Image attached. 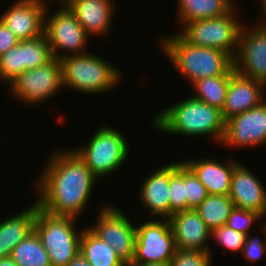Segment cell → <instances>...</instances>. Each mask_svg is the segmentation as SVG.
Here are the masks:
<instances>
[{
  "mask_svg": "<svg viewBox=\"0 0 266 266\" xmlns=\"http://www.w3.org/2000/svg\"><path fill=\"white\" fill-rule=\"evenodd\" d=\"M145 178L140 186V202L151 211L152 218L159 216L162 219H169L170 163L161 166Z\"/></svg>",
  "mask_w": 266,
  "mask_h": 266,
  "instance_id": "cell-20",
  "label": "cell"
},
{
  "mask_svg": "<svg viewBox=\"0 0 266 266\" xmlns=\"http://www.w3.org/2000/svg\"><path fill=\"white\" fill-rule=\"evenodd\" d=\"M76 218L49 214L37 205L34 230L46 249L52 266H67L80 251L82 229Z\"/></svg>",
  "mask_w": 266,
  "mask_h": 266,
  "instance_id": "cell-5",
  "label": "cell"
},
{
  "mask_svg": "<svg viewBox=\"0 0 266 266\" xmlns=\"http://www.w3.org/2000/svg\"><path fill=\"white\" fill-rule=\"evenodd\" d=\"M234 208V203L229 195H208L195 210L207 228L212 231L215 228L226 225L228 217Z\"/></svg>",
  "mask_w": 266,
  "mask_h": 266,
  "instance_id": "cell-25",
  "label": "cell"
},
{
  "mask_svg": "<svg viewBox=\"0 0 266 266\" xmlns=\"http://www.w3.org/2000/svg\"><path fill=\"white\" fill-rule=\"evenodd\" d=\"M52 154L35 185L36 203L49 214L77 219L86 208L97 178L73 149Z\"/></svg>",
  "mask_w": 266,
  "mask_h": 266,
  "instance_id": "cell-1",
  "label": "cell"
},
{
  "mask_svg": "<svg viewBox=\"0 0 266 266\" xmlns=\"http://www.w3.org/2000/svg\"><path fill=\"white\" fill-rule=\"evenodd\" d=\"M262 230L266 235V222L262 224ZM252 234H248L245 244L242 249V255L247 261L253 262L255 264L258 262L263 255L266 253V242L264 243L260 237L252 236Z\"/></svg>",
  "mask_w": 266,
  "mask_h": 266,
  "instance_id": "cell-34",
  "label": "cell"
},
{
  "mask_svg": "<svg viewBox=\"0 0 266 266\" xmlns=\"http://www.w3.org/2000/svg\"><path fill=\"white\" fill-rule=\"evenodd\" d=\"M112 128L103 125L94 132L88 144L74 149L97 179L115 172L129 155L127 138Z\"/></svg>",
  "mask_w": 266,
  "mask_h": 266,
  "instance_id": "cell-6",
  "label": "cell"
},
{
  "mask_svg": "<svg viewBox=\"0 0 266 266\" xmlns=\"http://www.w3.org/2000/svg\"><path fill=\"white\" fill-rule=\"evenodd\" d=\"M211 238L220 246L235 254L236 252H242L247 235L237 232L227 225H223L211 231L210 239Z\"/></svg>",
  "mask_w": 266,
  "mask_h": 266,
  "instance_id": "cell-31",
  "label": "cell"
},
{
  "mask_svg": "<svg viewBox=\"0 0 266 266\" xmlns=\"http://www.w3.org/2000/svg\"><path fill=\"white\" fill-rule=\"evenodd\" d=\"M126 266H169V264L131 262Z\"/></svg>",
  "mask_w": 266,
  "mask_h": 266,
  "instance_id": "cell-37",
  "label": "cell"
},
{
  "mask_svg": "<svg viewBox=\"0 0 266 266\" xmlns=\"http://www.w3.org/2000/svg\"><path fill=\"white\" fill-rule=\"evenodd\" d=\"M258 179L244 164L238 162L232 173L229 197L236 208L266 217V189Z\"/></svg>",
  "mask_w": 266,
  "mask_h": 266,
  "instance_id": "cell-15",
  "label": "cell"
},
{
  "mask_svg": "<svg viewBox=\"0 0 266 266\" xmlns=\"http://www.w3.org/2000/svg\"><path fill=\"white\" fill-rule=\"evenodd\" d=\"M233 7H235L234 6V0H227ZM259 2H262V0H259Z\"/></svg>",
  "mask_w": 266,
  "mask_h": 266,
  "instance_id": "cell-41",
  "label": "cell"
},
{
  "mask_svg": "<svg viewBox=\"0 0 266 266\" xmlns=\"http://www.w3.org/2000/svg\"><path fill=\"white\" fill-rule=\"evenodd\" d=\"M162 52L178 72L194 81L219 75H232L235 72L233 58L226 52L186 42L180 35L166 36L160 41Z\"/></svg>",
  "mask_w": 266,
  "mask_h": 266,
  "instance_id": "cell-3",
  "label": "cell"
},
{
  "mask_svg": "<svg viewBox=\"0 0 266 266\" xmlns=\"http://www.w3.org/2000/svg\"><path fill=\"white\" fill-rule=\"evenodd\" d=\"M10 258L17 266H52L35 230L13 248Z\"/></svg>",
  "mask_w": 266,
  "mask_h": 266,
  "instance_id": "cell-24",
  "label": "cell"
},
{
  "mask_svg": "<svg viewBox=\"0 0 266 266\" xmlns=\"http://www.w3.org/2000/svg\"><path fill=\"white\" fill-rule=\"evenodd\" d=\"M22 73L45 65L53 59L50 45L45 35L20 41Z\"/></svg>",
  "mask_w": 266,
  "mask_h": 266,
  "instance_id": "cell-27",
  "label": "cell"
},
{
  "mask_svg": "<svg viewBox=\"0 0 266 266\" xmlns=\"http://www.w3.org/2000/svg\"><path fill=\"white\" fill-rule=\"evenodd\" d=\"M0 266H17L16 263L10 258H0Z\"/></svg>",
  "mask_w": 266,
  "mask_h": 266,
  "instance_id": "cell-38",
  "label": "cell"
},
{
  "mask_svg": "<svg viewBox=\"0 0 266 266\" xmlns=\"http://www.w3.org/2000/svg\"><path fill=\"white\" fill-rule=\"evenodd\" d=\"M259 4H261L260 8H262L261 10L263 11L262 15L266 16V0H262V2Z\"/></svg>",
  "mask_w": 266,
  "mask_h": 266,
  "instance_id": "cell-40",
  "label": "cell"
},
{
  "mask_svg": "<svg viewBox=\"0 0 266 266\" xmlns=\"http://www.w3.org/2000/svg\"><path fill=\"white\" fill-rule=\"evenodd\" d=\"M65 4L89 37H105L110 33L115 9L113 0H67Z\"/></svg>",
  "mask_w": 266,
  "mask_h": 266,
  "instance_id": "cell-17",
  "label": "cell"
},
{
  "mask_svg": "<svg viewBox=\"0 0 266 266\" xmlns=\"http://www.w3.org/2000/svg\"><path fill=\"white\" fill-rule=\"evenodd\" d=\"M235 9L234 7L221 17L186 23L179 35L192 45L217 48L234 58L237 52L239 33L244 25L237 21Z\"/></svg>",
  "mask_w": 266,
  "mask_h": 266,
  "instance_id": "cell-7",
  "label": "cell"
},
{
  "mask_svg": "<svg viewBox=\"0 0 266 266\" xmlns=\"http://www.w3.org/2000/svg\"><path fill=\"white\" fill-rule=\"evenodd\" d=\"M47 11L46 8L44 35L50 45L53 58L60 60L67 56L86 53L85 45L89 36L69 7L62 3L60 9L51 16Z\"/></svg>",
  "mask_w": 266,
  "mask_h": 266,
  "instance_id": "cell-8",
  "label": "cell"
},
{
  "mask_svg": "<svg viewBox=\"0 0 266 266\" xmlns=\"http://www.w3.org/2000/svg\"><path fill=\"white\" fill-rule=\"evenodd\" d=\"M265 36H266V21H264L262 24L255 25Z\"/></svg>",
  "mask_w": 266,
  "mask_h": 266,
  "instance_id": "cell-39",
  "label": "cell"
},
{
  "mask_svg": "<svg viewBox=\"0 0 266 266\" xmlns=\"http://www.w3.org/2000/svg\"><path fill=\"white\" fill-rule=\"evenodd\" d=\"M187 209H195L209 194L195 173L184 163Z\"/></svg>",
  "mask_w": 266,
  "mask_h": 266,
  "instance_id": "cell-29",
  "label": "cell"
},
{
  "mask_svg": "<svg viewBox=\"0 0 266 266\" xmlns=\"http://www.w3.org/2000/svg\"><path fill=\"white\" fill-rule=\"evenodd\" d=\"M170 217L179 211L187 210L184 185V162L170 164Z\"/></svg>",
  "mask_w": 266,
  "mask_h": 266,
  "instance_id": "cell-28",
  "label": "cell"
},
{
  "mask_svg": "<svg viewBox=\"0 0 266 266\" xmlns=\"http://www.w3.org/2000/svg\"><path fill=\"white\" fill-rule=\"evenodd\" d=\"M8 87L11 97L26 104L46 102L63 88L60 60L53 58L45 65L25 70Z\"/></svg>",
  "mask_w": 266,
  "mask_h": 266,
  "instance_id": "cell-9",
  "label": "cell"
},
{
  "mask_svg": "<svg viewBox=\"0 0 266 266\" xmlns=\"http://www.w3.org/2000/svg\"><path fill=\"white\" fill-rule=\"evenodd\" d=\"M222 143L232 148L265 145L266 99L259 105L227 119Z\"/></svg>",
  "mask_w": 266,
  "mask_h": 266,
  "instance_id": "cell-13",
  "label": "cell"
},
{
  "mask_svg": "<svg viewBox=\"0 0 266 266\" xmlns=\"http://www.w3.org/2000/svg\"><path fill=\"white\" fill-rule=\"evenodd\" d=\"M79 252L91 266H126L112 247L87 227L81 233Z\"/></svg>",
  "mask_w": 266,
  "mask_h": 266,
  "instance_id": "cell-23",
  "label": "cell"
},
{
  "mask_svg": "<svg viewBox=\"0 0 266 266\" xmlns=\"http://www.w3.org/2000/svg\"><path fill=\"white\" fill-rule=\"evenodd\" d=\"M231 75L201 78L192 83L195 93L192 97L222 110Z\"/></svg>",
  "mask_w": 266,
  "mask_h": 266,
  "instance_id": "cell-26",
  "label": "cell"
},
{
  "mask_svg": "<svg viewBox=\"0 0 266 266\" xmlns=\"http://www.w3.org/2000/svg\"><path fill=\"white\" fill-rule=\"evenodd\" d=\"M63 87L85 94L107 93L122 81L121 72L112 63L89 52L60 59Z\"/></svg>",
  "mask_w": 266,
  "mask_h": 266,
  "instance_id": "cell-4",
  "label": "cell"
},
{
  "mask_svg": "<svg viewBox=\"0 0 266 266\" xmlns=\"http://www.w3.org/2000/svg\"><path fill=\"white\" fill-rule=\"evenodd\" d=\"M182 161L195 173L209 195H229L236 160L230 158L225 164L212 158Z\"/></svg>",
  "mask_w": 266,
  "mask_h": 266,
  "instance_id": "cell-19",
  "label": "cell"
},
{
  "mask_svg": "<svg viewBox=\"0 0 266 266\" xmlns=\"http://www.w3.org/2000/svg\"><path fill=\"white\" fill-rule=\"evenodd\" d=\"M22 74L20 41L5 54L0 56V79L8 85Z\"/></svg>",
  "mask_w": 266,
  "mask_h": 266,
  "instance_id": "cell-30",
  "label": "cell"
},
{
  "mask_svg": "<svg viewBox=\"0 0 266 266\" xmlns=\"http://www.w3.org/2000/svg\"><path fill=\"white\" fill-rule=\"evenodd\" d=\"M19 39L0 20V56L19 43Z\"/></svg>",
  "mask_w": 266,
  "mask_h": 266,
  "instance_id": "cell-35",
  "label": "cell"
},
{
  "mask_svg": "<svg viewBox=\"0 0 266 266\" xmlns=\"http://www.w3.org/2000/svg\"><path fill=\"white\" fill-rule=\"evenodd\" d=\"M264 88L262 83L243 77L235 71L230 76L225 103L221 110L223 119L226 121L259 105L266 98L263 94Z\"/></svg>",
  "mask_w": 266,
  "mask_h": 266,
  "instance_id": "cell-18",
  "label": "cell"
},
{
  "mask_svg": "<svg viewBox=\"0 0 266 266\" xmlns=\"http://www.w3.org/2000/svg\"><path fill=\"white\" fill-rule=\"evenodd\" d=\"M211 255L207 251L176 249L169 266H212Z\"/></svg>",
  "mask_w": 266,
  "mask_h": 266,
  "instance_id": "cell-32",
  "label": "cell"
},
{
  "mask_svg": "<svg viewBox=\"0 0 266 266\" xmlns=\"http://www.w3.org/2000/svg\"><path fill=\"white\" fill-rule=\"evenodd\" d=\"M45 0H17L1 15L0 20L20 40L44 35Z\"/></svg>",
  "mask_w": 266,
  "mask_h": 266,
  "instance_id": "cell-14",
  "label": "cell"
},
{
  "mask_svg": "<svg viewBox=\"0 0 266 266\" xmlns=\"http://www.w3.org/2000/svg\"><path fill=\"white\" fill-rule=\"evenodd\" d=\"M261 218L263 217L256 212L235 207L231 211L226 225L237 232L248 235L252 223L259 222Z\"/></svg>",
  "mask_w": 266,
  "mask_h": 266,
  "instance_id": "cell-33",
  "label": "cell"
},
{
  "mask_svg": "<svg viewBox=\"0 0 266 266\" xmlns=\"http://www.w3.org/2000/svg\"><path fill=\"white\" fill-rule=\"evenodd\" d=\"M67 266H91V265L79 252Z\"/></svg>",
  "mask_w": 266,
  "mask_h": 266,
  "instance_id": "cell-36",
  "label": "cell"
},
{
  "mask_svg": "<svg viewBox=\"0 0 266 266\" xmlns=\"http://www.w3.org/2000/svg\"><path fill=\"white\" fill-rule=\"evenodd\" d=\"M37 203L0 221V258L11 256L13 248L34 230Z\"/></svg>",
  "mask_w": 266,
  "mask_h": 266,
  "instance_id": "cell-21",
  "label": "cell"
},
{
  "mask_svg": "<svg viewBox=\"0 0 266 266\" xmlns=\"http://www.w3.org/2000/svg\"><path fill=\"white\" fill-rule=\"evenodd\" d=\"M116 207L107 204L100 208L95 226L89 229L112 247L116 255L128 265L134 258L136 225Z\"/></svg>",
  "mask_w": 266,
  "mask_h": 266,
  "instance_id": "cell-10",
  "label": "cell"
},
{
  "mask_svg": "<svg viewBox=\"0 0 266 266\" xmlns=\"http://www.w3.org/2000/svg\"><path fill=\"white\" fill-rule=\"evenodd\" d=\"M178 17L182 26L196 20L226 15L234 7L227 0H178Z\"/></svg>",
  "mask_w": 266,
  "mask_h": 266,
  "instance_id": "cell-22",
  "label": "cell"
},
{
  "mask_svg": "<svg viewBox=\"0 0 266 266\" xmlns=\"http://www.w3.org/2000/svg\"><path fill=\"white\" fill-rule=\"evenodd\" d=\"M233 66L241 76L266 87V36L256 27H241Z\"/></svg>",
  "mask_w": 266,
  "mask_h": 266,
  "instance_id": "cell-12",
  "label": "cell"
},
{
  "mask_svg": "<svg viewBox=\"0 0 266 266\" xmlns=\"http://www.w3.org/2000/svg\"><path fill=\"white\" fill-rule=\"evenodd\" d=\"M168 220L176 249L211 252L207 245L211 231L195 209L176 212Z\"/></svg>",
  "mask_w": 266,
  "mask_h": 266,
  "instance_id": "cell-16",
  "label": "cell"
},
{
  "mask_svg": "<svg viewBox=\"0 0 266 266\" xmlns=\"http://www.w3.org/2000/svg\"><path fill=\"white\" fill-rule=\"evenodd\" d=\"M225 122L219 108L191 96L155 115L152 126L170 135H213L214 141L222 144Z\"/></svg>",
  "mask_w": 266,
  "mask_h": 266,
  "instance_id": "cell-2",
  "label": "cell"
},
{
  "mask_svg": "<svg viewBox=\"0 0 266 266\" xmlns=\"http://www.w3.org/2000/svg\"><path fill=\"white\" fill-rule=\"evenodd\" d=\"M175 251V239L168 219H150L136 226L132 262L169 264Z\"/></svg>",
  "mask_w": 266,
  "mask_h": 266,
  "instance_id": "cell-11",
  "label": "cell"
}]
</instances>
